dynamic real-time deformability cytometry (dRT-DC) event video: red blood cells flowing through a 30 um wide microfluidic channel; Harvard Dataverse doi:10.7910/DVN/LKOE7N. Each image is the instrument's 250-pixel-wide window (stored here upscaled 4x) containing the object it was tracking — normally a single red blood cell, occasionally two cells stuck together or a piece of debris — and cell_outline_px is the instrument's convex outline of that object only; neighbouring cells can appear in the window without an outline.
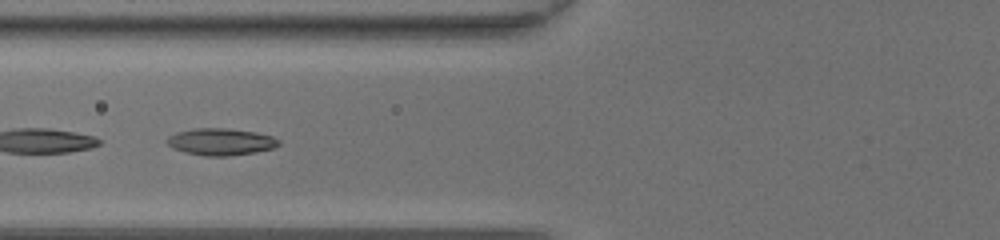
{"species": "common noctule bat (a hibernating species)", "species_latin": "Nyctalus noctula", "temperature_condition": "room temperature", "stored_images_in_passage": 27, "segment_of_instrument_passage": [2, 2], "camera_frame_rate_fps": 3000, "um_per_image_px": 0.085, "animal": {"sex": "female", "body_mass_g": 20.0, "forearm_length_mm": 54.0}, "frame": {"image": 1, "passage_image": 22, "time_ms": 7.0, "image_size_px": [1000, 240], "cell_outline_px": [[280, 144], [276, 148], [256, 152], [228, 156], [204, 156], [184, 152], [172, 148], [164, 140], [168, 136], [176, 132], [192, 128], [224, 128], [256, 132], [272, 136], [280, 140]], "centroid_in_image_um": [18.76, 12.05], "position_along_channel_um": 107.0, "area_um2": 17.8}}
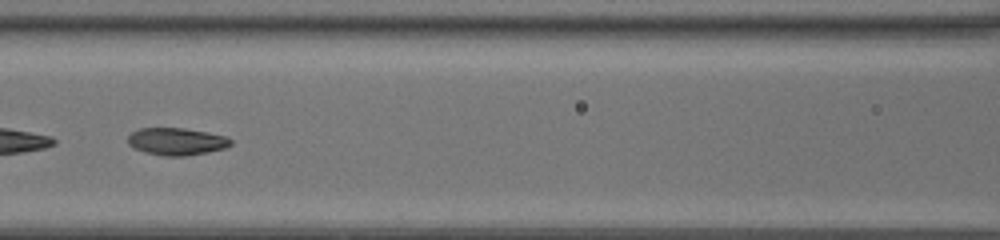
{"frame": {"image": 2, "passage_image": 25, "time_ms": 8.0, "image_size_px": [1000, 240], "cell_outline_px": [[232, 144], [224, 148], [208, 152], [184, 156], [164, 156], [144, 152], [132, 148], [128, 144], [128, 136], [132, 132], [140, 128], [184, 128], [208, 132], [228, 136], [232, 140]], "centroid_in_image_um": [15.01, 12.02], "position_along_channel_um": 151.6, "area_um2": 16.53}}